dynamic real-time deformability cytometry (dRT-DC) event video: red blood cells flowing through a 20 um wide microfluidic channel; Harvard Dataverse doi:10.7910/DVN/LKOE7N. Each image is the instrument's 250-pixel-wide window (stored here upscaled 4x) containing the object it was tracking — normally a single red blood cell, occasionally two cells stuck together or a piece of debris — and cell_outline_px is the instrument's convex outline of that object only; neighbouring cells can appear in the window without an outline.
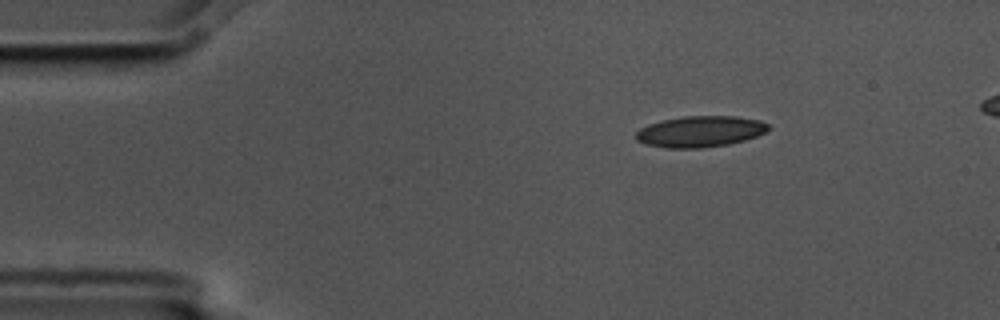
{"species": "common noctule bat (a hibernating species)", "species_latin": "Nyctalus noctula", "temperature_condition": "cold", "stored_images_in_passage": 4, "segment_of_instrument_passage": [1, 2], "camera_frame_rate_fps": 3000, "um_per_image_px": 0.085, "animal": {"sex": "male", "body_mass_g": 17.5, "forearm_length_mm": 52.3}, "frame": {"image": 1, "passage_image": 1, "time_ms": 0.0, "image_size_px": [1000, 320], "cell_outline_px": [[768, 128], [764, 132], [756, 136], [744, 140], [728, 144], [700, 148], [668, 148], [644, 144], [636, 140], [636, 132], [640, 128], [648, 124], [664, 120], [684, 116], [736, 116], [760, 120], [768, 124]], "centroid_in_image_um": [59.48, 11.18], "position_along_channel_um": 25.5, "area_um2": 23.87}}